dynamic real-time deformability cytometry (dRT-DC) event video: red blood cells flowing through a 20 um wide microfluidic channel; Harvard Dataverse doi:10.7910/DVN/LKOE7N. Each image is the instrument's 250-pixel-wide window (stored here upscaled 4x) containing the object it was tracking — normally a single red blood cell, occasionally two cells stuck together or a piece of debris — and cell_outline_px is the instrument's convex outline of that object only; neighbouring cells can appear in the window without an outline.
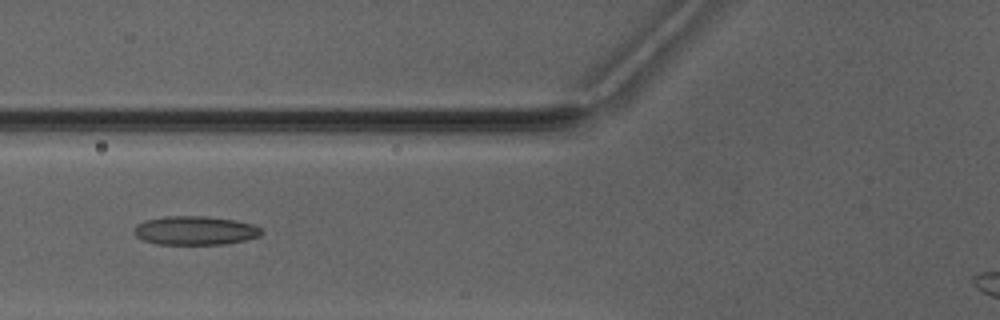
{"species": "Egyptian fruit bat (a non-hibernating species)", "species_latin": "Rousettus aegyptiacus", "temperature_condition": "warm", "stored_images_in_passage": 5, "camera_frame_rate_fps": 3000, "um_per_image_px": 0.085, "animal": {"sex": "male"}, "frame": {"image": 1, "passage_image": 4, "time_ms": 3.667, "image_size_px": [1000, 320], "cell_outline_px": [[264, 232], [260, 236], [244, 240], [224, 244], [156, 244], [144, 240], [136, 236], [132, 232], [136, 224], [144, 220], [164, 216], [208, 216], [236, 220], [252, 224], [260, 228]], "centroid_in_image_um": [16.56, 19.58], "position_along_channel_um": 109.2, "area_um2": 21.56}}
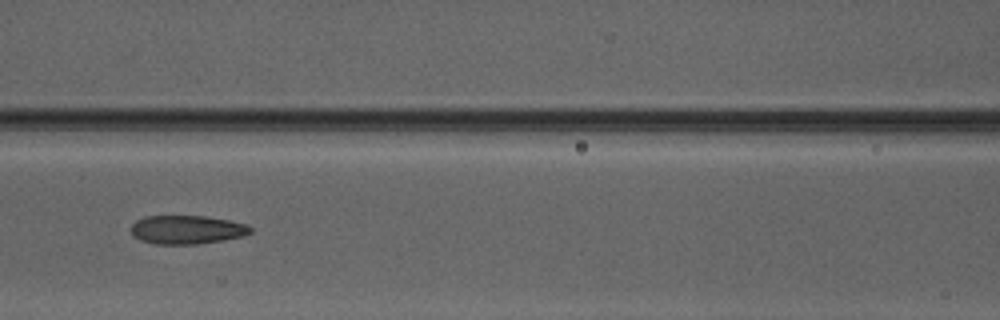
{"frame": {"image": 2, "passage_image": 5, "time_ms": 4.667, "image_size_px": [1000, 320], "cell_outline_px": [[252, 232], [244, 236], [224, 240], [200, 244], [156, 244], [140, 240], [132, 236], [132, 224], [136, 220], [144, 216], [204, 216], [228, 220], [244, 224], [252, 228]], "centroid_in_image_um": [15.87, 19.53], "position_along_channel_um": 150.7, "area_um2": 20.0}}